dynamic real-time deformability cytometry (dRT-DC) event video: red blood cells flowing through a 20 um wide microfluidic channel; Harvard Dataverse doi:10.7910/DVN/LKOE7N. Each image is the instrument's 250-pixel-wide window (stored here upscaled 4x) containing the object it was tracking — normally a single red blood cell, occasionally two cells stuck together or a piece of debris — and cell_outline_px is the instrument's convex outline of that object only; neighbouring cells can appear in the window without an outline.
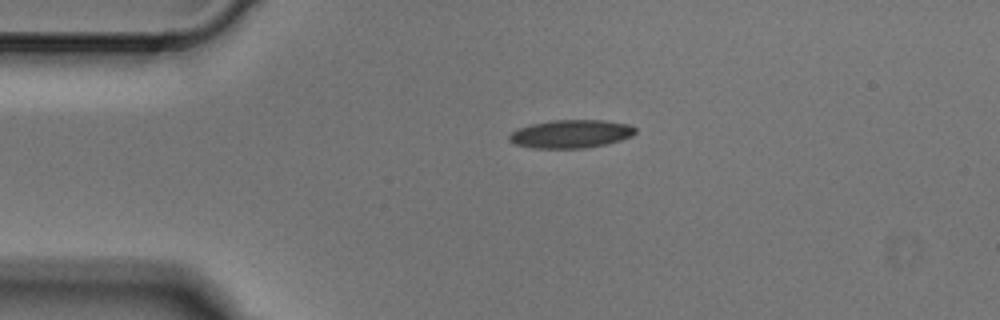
{"species": "Egyptian fruit bat (a non-hibernating species)", "species_latin": "Rousettus aegyptiacus", "temperature_condition": "cold", "stored_images_in_passage": 4, "camera_frame_rate_fps": 3000, "um_per_image_px": 0.085, "animal": {"sex": "male"}, "frame": {"image": 1, "passage_image": 1, "time_ms": 0.0, "image_size_px": [1000, 320], "cell_outline_px": [[636, 132], [632, 136], [620, 140], [604, 144], [584, 148], [532, 148], [516, 144], [508, 140], [508, 136], [516, 128], [532, 124], [552, 120], [604, 120], [628, 124], [636, 128]], "centroid_in_image_um": [48.51, 11.37], "position_along_channel_um": 36.5, "area_um2": 20.69}}
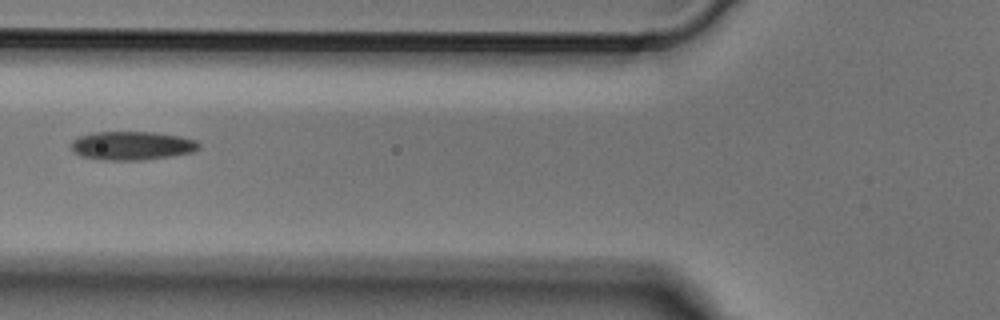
{"frame": {"image": 2, "passage_image": 3, "time_ms": 0.667, "image_size_px": [1000, 320], "cell_outline_px": [[200, 148], [192, 152], [172, 156], [144, 160], [104, 160], [80, 156], [72, 152], [72, 140], [80, 136], [92, 132], [152, 132], [180, 136], [196, 140], [200, 144]], "centroid_in_image_um": [11.21, 12.38], "position_along_channel_um": 114.6, "area_um2": 21.44}}
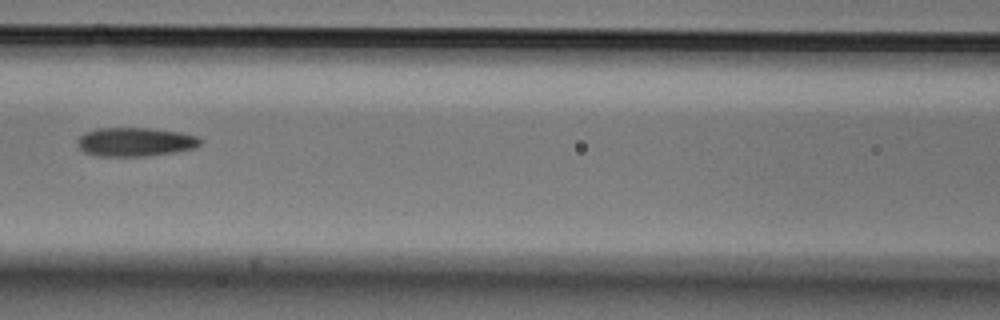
{"frame": {"image": 3, "passage_image": 4, "time_ms": 1.0, "image_size_px": [1000, 320], "cell_outline_px": [[204, 140], [196, 148], [176, 152], [148, 156], [96, 156], [84, 152], [76, 144], [76, 140], [84, 132], [96, 128], [152, 128], [180, 132], [196, 136]], "centroid_in_image_um": [11.49, 12.06], "position_along_channel_um": 155.1, "area_um2": 20.98}}